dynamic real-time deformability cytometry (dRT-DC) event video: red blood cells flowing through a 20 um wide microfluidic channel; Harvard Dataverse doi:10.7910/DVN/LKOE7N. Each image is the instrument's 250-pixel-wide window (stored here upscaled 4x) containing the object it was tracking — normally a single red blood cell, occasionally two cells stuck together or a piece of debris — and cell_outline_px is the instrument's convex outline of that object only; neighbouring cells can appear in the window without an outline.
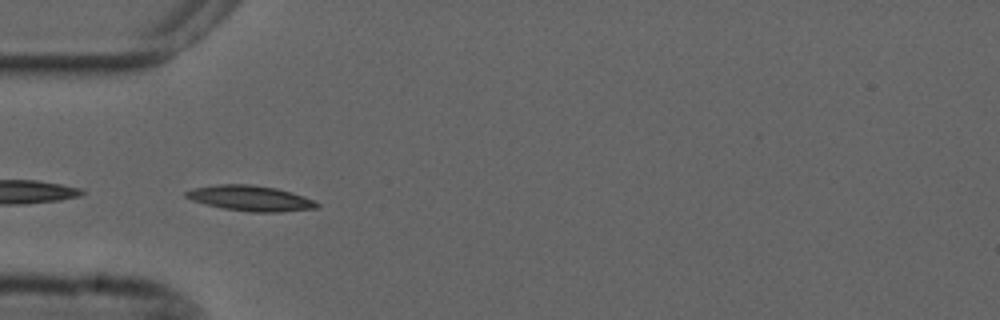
{"species": "common noctule bat (a hibernating species)", "species_latin": "Nyctalus noctula", "temperature_condition": "cold", "stored_images_in_passage": 43, "camera_frame_rate_fps": 3000, "um_per_image_px": 0.085, "animal": {"sex": "male", "forearm_length_mm": 52.5}, "frame": {"image": 1, "passage_image": 6, "time_ms": 1.667, "image_size_px": [1000, 320], "cell_outline_px": [[320, 208], [280, 212], [252, 212], [224, 208], [204, 204], [192, 200], [184, 196], [184, 192], [192, 188], [216, 184], [248, 184], [276, 188], [292, 192], [316, 200], [320, 204]], "centroid_in_image_um": [21.31, 16.85], "position_along_channel_um": 63.7, "area_um2": 19.59}}
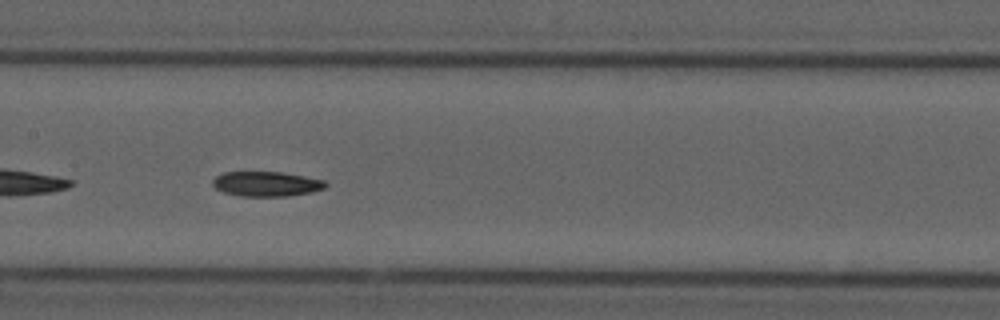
{"frame": {"image": 2, "passage_image": 16, "time_ms": 5.0, "image_size_px": [1000, 320], "cell_outline_px": [[328, 184], [324, 188], [312, 192], [288, 196], [240, 196], [224, 192], [216, 188], [212, 184], [212, 180], [216, 176], [224, 172], [280, 172], [304, 176], [324, 180]], "centroid_in_image_um": [22.64, 15.63], "position_along_channel_um": 184.8, "area_um2": 16.3}}
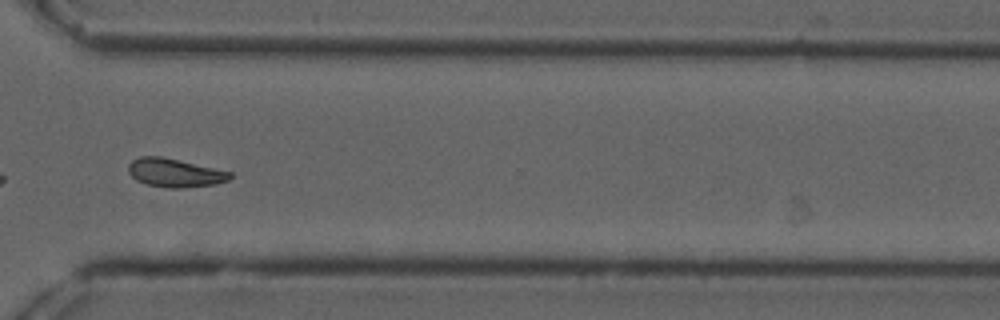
{"frame": {"image": 3, "passage_image": 30, "time_ms": 9.667, "image_size_px": [1000, 320], "cell_outline_px": [[232, 176], [228, 180], [216, 184], [184, 188], [168, 188], [148, 184], [136, 180], [128, 172], [128, 164], [132, 160], [140, 156], [160, 156], [232, 172]], "centroid_in_image_um": [14.85, 14.69], "position_along_channel_um": 355.8, "area_um2": 16.82}, "authors_computed_cell_mechanics": {"area_um2": 16.8198, "velocity_mm_per_s": 3.6597, "shape_relaxation_time_tau1_ms": 10.628, "shape_relaxation_time_tau2_ms": null, "deformation_change_tau1": 0.2079, "deformation_change_tau2": null}}